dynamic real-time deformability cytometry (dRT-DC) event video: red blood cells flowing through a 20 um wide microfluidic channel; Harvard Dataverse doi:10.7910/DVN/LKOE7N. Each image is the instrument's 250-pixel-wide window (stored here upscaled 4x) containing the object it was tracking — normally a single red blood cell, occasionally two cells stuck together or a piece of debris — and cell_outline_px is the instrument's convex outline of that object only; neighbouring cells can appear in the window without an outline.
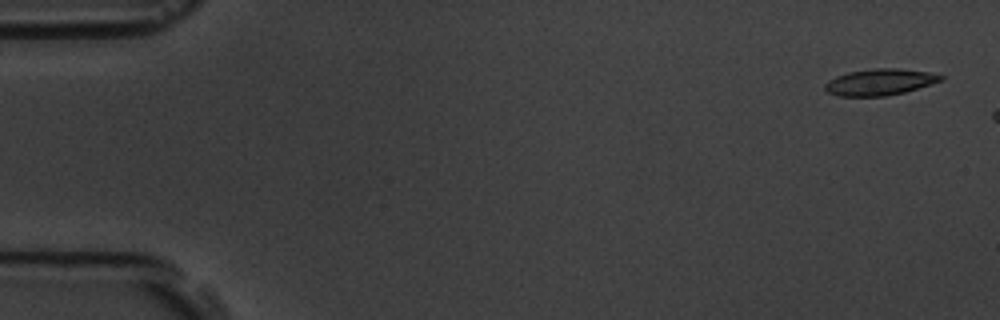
{"species": "common noctule bat (a hibernating species)", "species_latin": "Nyctalus noctula", "temperature_condition": "room temperature", "stored_images_in_passage": 6, "camera_frame_rate_fps": 3000, "um_per_image_px": 0.085, "animal": {"sex": "male", "body_mass_g": 19.5, "forearm_length_mm": 54.6}, "frame": {"image": 1, "passage_image": 1, "time_ms": 0.0, "image_size_px": [1000, 320], "cell_outline_px": [[944, 80], [904, 92], [884, 96], [840, 96], [828, 92], [824, 88], [824, 84], [828, 80], [836, 76], [848, 72], [876, 68], [900, 68], [932, 72], [944, 76]], "centroid_in_image_um": [74.8, 6.96], "position_along_channel_um": 10.2, "area_um2": 17.86}}